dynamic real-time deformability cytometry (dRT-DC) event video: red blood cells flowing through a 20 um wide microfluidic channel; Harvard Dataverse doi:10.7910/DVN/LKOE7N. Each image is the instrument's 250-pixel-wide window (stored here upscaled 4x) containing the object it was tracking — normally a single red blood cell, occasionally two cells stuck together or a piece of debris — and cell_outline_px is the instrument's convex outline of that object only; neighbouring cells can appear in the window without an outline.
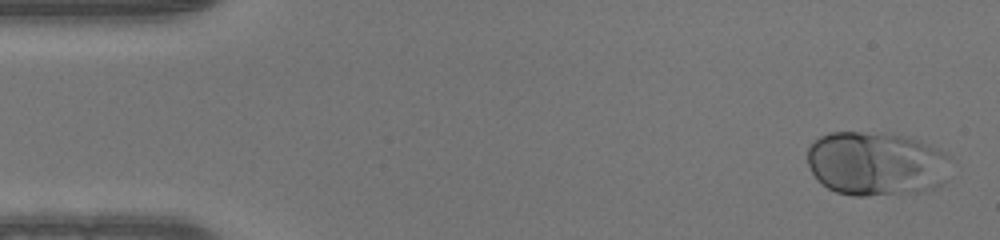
{"species": "human", "species_latin": "Homo sapiens", "temperature_condition": "warm", "stored_images_in_passage": 50, "camera_frame_rate_fps": 3000, "um_per_image_px": 0.085, "donor": {"sex": "male"}, "frame": {"image": 1, "passage_image": 2, "time_ms": 0.333, "image_size_px": [1000, 240], "cell_outline_px": [[948, 180], [932, 188], [916, 192], [864, 196], [852, 196], [836, 192], [828, 188], [812, 172], [808, 164], [808, 148], [820, 136], [828, 132], [884, 132], [908, 136], [940, 148], [948, 152]], "centroid_in_image_um": [74.51, 13.89], "position_along_channel_um": 10.5, "area_um2": 53.99}}
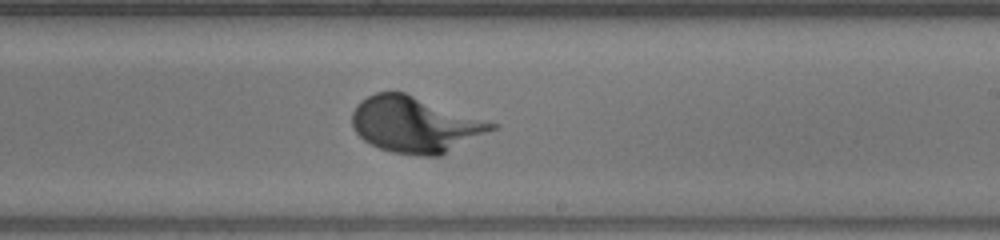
{"frame": {"image": 2, "passage_image": 29, "time_ms": 9.333, "image_size_px": [1000, 240], "cell_outline_px": [[500, 124], [496, 128], [440, 156], [416, 156], [392, 152], [380, 148], [364, 140], [352, 128], [352, 112], [356, 104], [360, 100], [376, 92], [404, 92]], "centroid_in_image_um": [35.27, 10.59], "position_along_channel_um": 253.7, "area_um2": 45.43}}
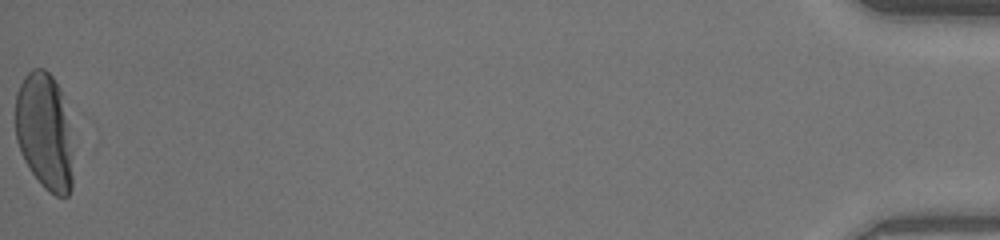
{"frame": {"image": 3, "passage_image": 50, "time_ms": 16.333, "image_size_px": [1000, 240], "cell_outline_px": [[72, 188], [68, 196], [56, 196], [48, 192], [40, 184], [28, 168], [20, 152], [16, 140], [16, 92], [24, 76], [32, 68], [44, 68], [52, 76], [60, 88], [72, 152]], "centroid_in_image_um": [3.75, 11.21], "position_along_channel_um": 431.4, "area_um2": 39.13}}